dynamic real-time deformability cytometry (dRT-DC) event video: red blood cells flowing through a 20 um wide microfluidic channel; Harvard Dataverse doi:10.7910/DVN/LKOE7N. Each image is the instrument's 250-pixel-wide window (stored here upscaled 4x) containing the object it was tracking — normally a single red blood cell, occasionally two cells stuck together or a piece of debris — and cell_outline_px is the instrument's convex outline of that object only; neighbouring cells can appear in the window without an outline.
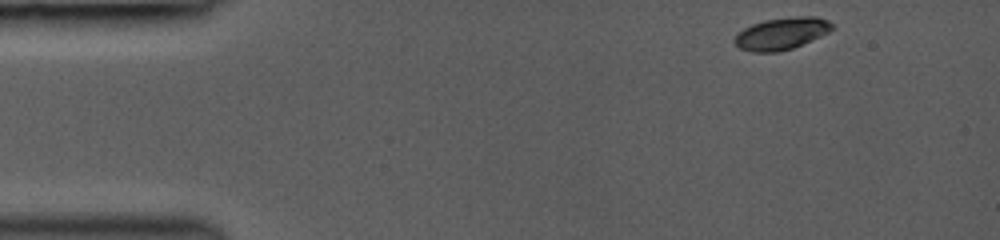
{"species": "common noctule bat (a hibernating species)", "species_latin": "Nyctalus noctula", "temperature_condition": "room temperature", "stored_images_in_passage": 36, "camera_frame_rate_fps": 3000, "um_per_image_px": 0.085, "animal": {"sex": "female", "body_mass_g": 19.0, "forearm_length_mm": 53.3}, "frame": {"image": 1, "passage_image": 1, "time_ms": 0.0, "image_size_px": [1000, 240], "cell_outline_px": [[832, 28], [828, 32], [812, 40], [792, 48], [776, 52], [752, 52], [740, 48], [732, 40], [736, 32], [752, 24], [764, 20], [796, 16], [816, 16], [828, 20], [832, 24]], "centroid_in_image_um": [66.39, 2.84], "position_along_channel_um": 18.6, "area_um2": 18.21}}
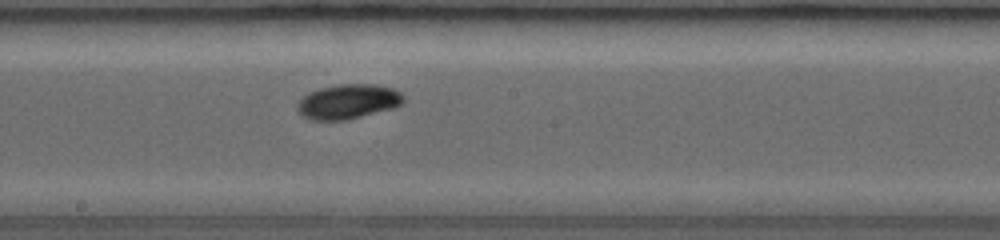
{"frame": {"image": 2, "passage_image": 19, "time_ms": 7.0, "image_size_px": [1000, 240], "cell_outline_px": [[404, 100], [396, 108], [344, 120], [312, 120], [304, 116], [296, 108], [296, 104], [308, 92], [320, 88], [340, 84], [372, 84], [392, 88], [400, 92], [404, 96]], "centroid_in_image_um": [29.6, 8.63], "position_along_channel_um": 218.6, "area_um2": 21.39}}
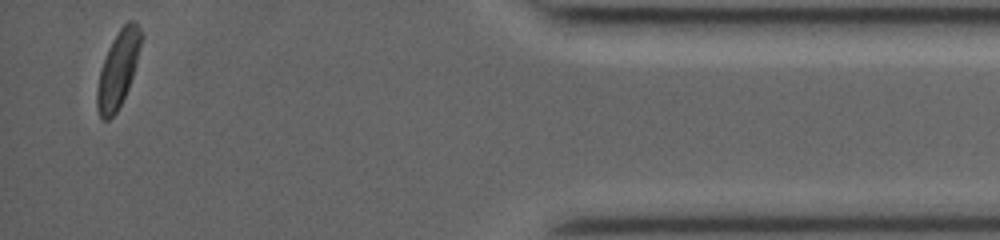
{"frame": {"image": 3, "passage_image": 36, "time_ms": 13.0, "image_size_px": [1000, 240], "cell_outline_px": [[144, 36], [136, 64], [128, 88], [116, 112], [108, 120], [100, 120], [96, 108], [96, 88], [100, 72], [108, 48], [112, 40], [120, 28], [128, 20], [136, 20]], "centroid_in_image_um": [10.04, 5.86], "position_along_channel_um": 425.2, "area_um2": 19.71}, "authors_computed_cell_mechanics": {"area_um2": 20.1722, "velocity_mm_per_s": 4.2306, "shape_relaxation_time_tau1_ms": 3.0341, "shape_relaxation_time_tau2_ms": null, "deformation_change_tau1": 0.1298, "deformation_change_tau2": null}}